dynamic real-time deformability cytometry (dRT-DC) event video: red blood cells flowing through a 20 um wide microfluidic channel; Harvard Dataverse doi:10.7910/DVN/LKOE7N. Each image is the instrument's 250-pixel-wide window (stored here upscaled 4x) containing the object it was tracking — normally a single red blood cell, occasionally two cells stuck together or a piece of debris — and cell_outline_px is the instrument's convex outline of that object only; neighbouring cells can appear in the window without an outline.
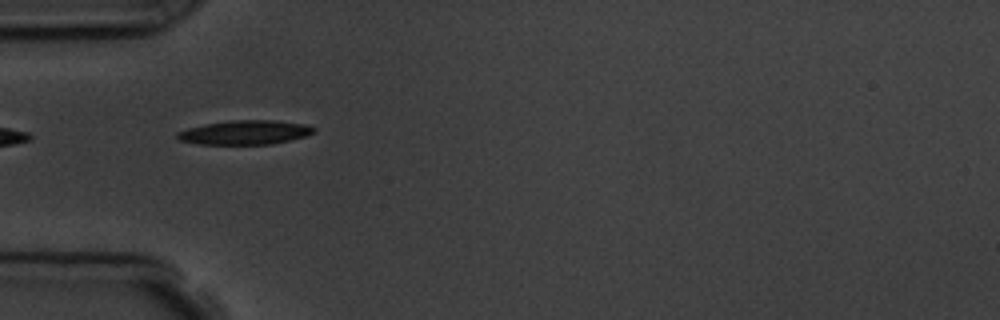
{"species": "common noctule bat (a hibernating species)", "species_latin": "Nyctalus noctula", "temperature_condition": "room temperature", "stored_images_in_passage": 8, "camera_frame_rate_fps": 3000, "um_per_image_px": 0.085, "animal": {"sex": "male", "body_mass_g": 19.5, "forearm_length_mm": 54.6}, "frame": {"image": 1, "passage_image": 6, "time_ms": 5.667, "image_size_px": [1000, 320], "cell_outline_px": [[316, 132], [304, 136], [272, 144], [200, 144], [180, 140], [176, 136], [176, 132], [188, 128], [204, 124], [232, 120], [272, 120], [308, 124], [316, 128]], "centroid_in_image_um": [20.84, 11.25], "position_along_channel_um": 64.2, "area_um2": 19.19}}